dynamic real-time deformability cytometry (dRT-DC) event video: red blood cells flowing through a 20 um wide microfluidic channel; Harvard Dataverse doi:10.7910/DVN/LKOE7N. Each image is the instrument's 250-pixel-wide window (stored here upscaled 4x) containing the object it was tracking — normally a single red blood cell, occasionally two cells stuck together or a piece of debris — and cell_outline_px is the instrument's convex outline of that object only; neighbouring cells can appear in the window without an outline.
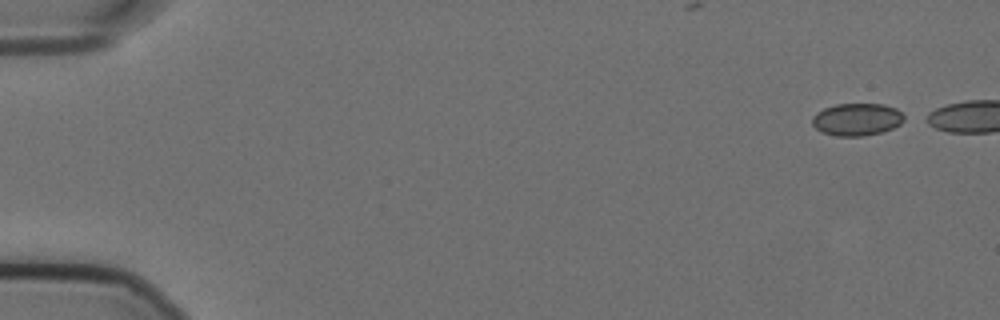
{"species": "Egyptian fruit bat (a non-hibernating species)", "species_latin": "Rousettus aegyptiacus", "temperature_condition": "cold", "stored_images_in_passage": 45, "camera_frame_rate_fps": 3000, "um_per_image_px": 0.085, "animal": {"sex": "female"}, "frame": {"image": 1, "passage_image": 1, "time_ms": 0.0, "image_size_px": [1000, 320], "cell_outline_px": [[908, 120], [892, 128], [880, 132], [864, 136], [836, 136], [824, 132], [816, 128], [812, 124], [812, 116], [816, 112], [824, 108], [836, 104], [884, 104], [896, 108]], "centroid_in_image_um": [72.85, 10.14], "position_along_channel_um": 12.2, "area_um2": 17.4}}
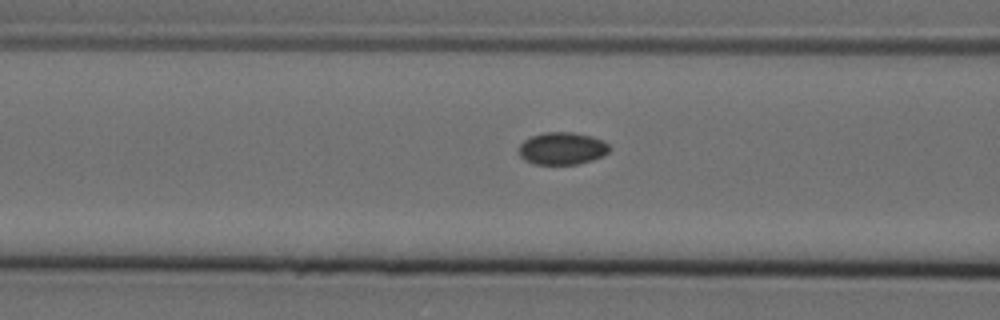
{"frame": {"image": 2, "passage_image": 21, "time_ms": 6.667, "image_size_px": [1000, 320], "cell_outline_px": [[608, 152], [604, 156], [592, 160], [576, 164], [532, 164], [524, 160], [520, 156], [520, 144], [524, 140], [532, 136], [544, 132], [572, 132], [592, 136], [604, 140], [608, 144]], "centroid_in_image_um": [47.79, 12.62], "position_along_channel_um": 118.8, "area_um2": 17.11}}
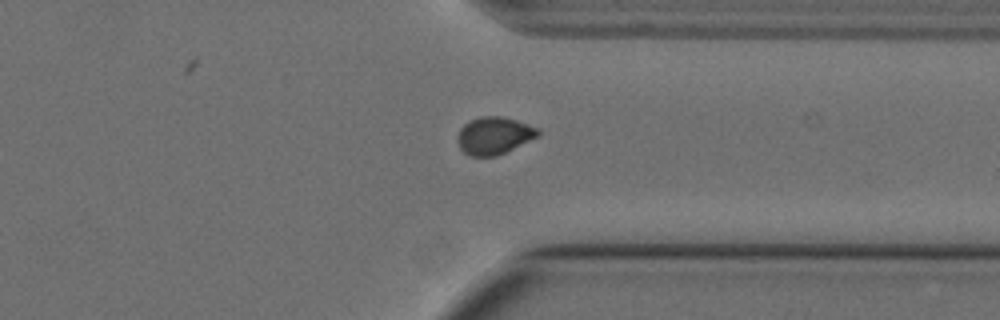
{"frame": {"image": 3, "passage_image": 42, "time_ms": 13.667, "image_size_px": [1000, 320], "cell_outline_px": [[540, 136], [496, 156], [468, 156], [460, 148], [456, 136], [460, 128], [468, 120], [480, 116], [500, 116], [516, 120], [536, 128], [540, 132]], "centroid_in_image_um": [41.96, 11.52], "position_along_channel_um": 369.4, "area_um2": 17.57}}